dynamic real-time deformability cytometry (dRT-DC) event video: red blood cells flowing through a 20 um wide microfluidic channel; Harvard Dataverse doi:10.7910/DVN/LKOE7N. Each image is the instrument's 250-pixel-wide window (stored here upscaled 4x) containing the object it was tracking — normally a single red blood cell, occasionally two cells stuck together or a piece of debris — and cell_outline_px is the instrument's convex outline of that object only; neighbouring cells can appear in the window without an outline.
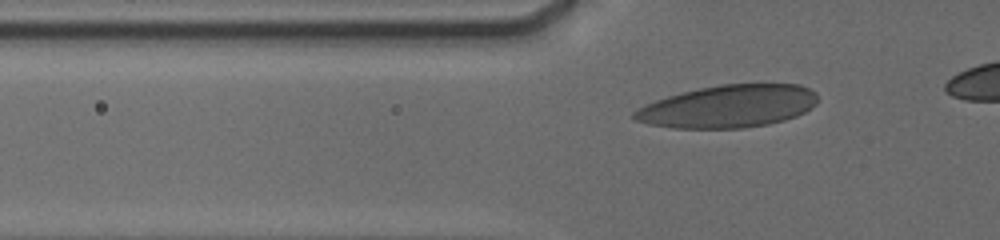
{"species": "human", "species_latin": "Homo sapiens", "temperature_condition": "cold", "stored_images_in_passage": 23, "camera_frame_rate_fps": 3000, "um_per_image_px": 0.085, "donor": {"sex": "male"}, "frame": {"image": 1, "passage_image": 2, "time_ms": 0.333, "image_size_px": [1000, 240], "cell_outline_px": [[816, 104], [804, 112], [796, 116], [784, 120], [768, 124], [740, 128], [672, 128], [648, 124], [636, 120], [632, 116], [632, 112], [644, 104], [668, 96], [700, 88], [720, 84], [800, 84], [816, 92]], "centroid_in_image_um": [61.89, 9.04], "position_along_channel_um": 63.9, "area_um2": 45.37}}
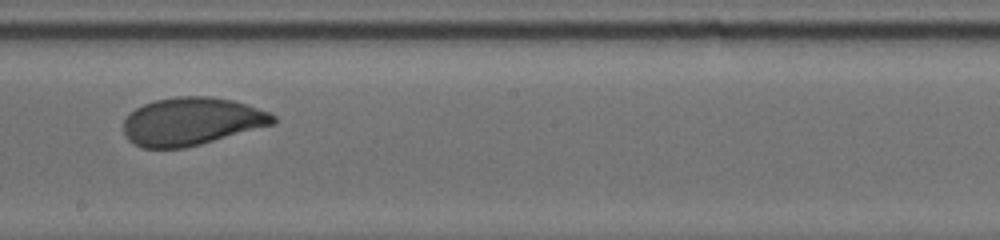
{"frame": {"image": 2, "passage_image": 9, "time_ms": 5.0, "image_size_px": [1000, 240], "cell_outline_px": [[276, 120], [272, 124], [200, 144], [184, 148], [144, 148], [128, 140], [124, 132], [124, 120], [136, 108], [144, 104], [156, 100], [176, 96], [212, 96], [232, 100], [248, 104], [272, 112], [276, 116]], "centroid_in_image_um": [16.3, 10.3], "position_along_channel_um": 231.9, "area_um2": 41.5}}
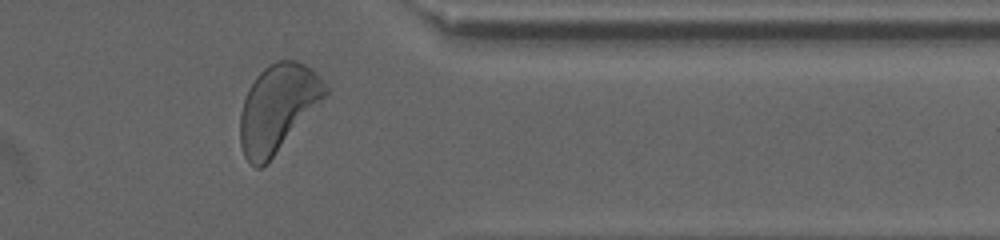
{"frame": {"image": 3, "passage_image": 20, "time_ms": 9.333, "image_size_px": [1000, 240], "cell_outline_px": [[328, 92], [272, 156], [260, 168], [256, 168], [244, 156], [240, 144], [240, 116], [244, 100], [248, 88], [256, 76], [268, 64], [276, 60], [296, 60], [312, 68], [316, 72], [328, 88]], "centroid_in_image_um": [23.57, 9.12], "position_along_channel_um": 387.8, "area_um2": 42.19}}